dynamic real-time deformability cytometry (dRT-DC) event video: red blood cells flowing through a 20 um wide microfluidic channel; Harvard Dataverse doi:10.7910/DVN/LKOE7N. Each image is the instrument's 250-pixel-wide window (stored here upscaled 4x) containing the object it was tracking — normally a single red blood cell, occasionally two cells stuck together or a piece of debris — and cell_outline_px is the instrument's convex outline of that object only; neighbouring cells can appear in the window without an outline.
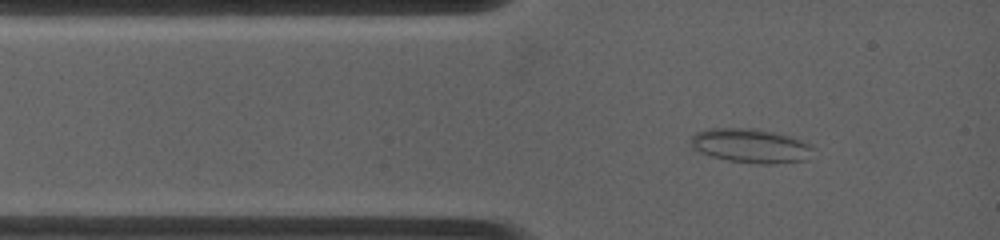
{"species": "common noctule bat (a hibernating species)", "species_latin": "Nyctalus noctula", "temperature_condition": "warm", "stored_images_in_passage": 9, "camera_frame_rate_fps": 4500, "um_per_image_px": 0.085, "animal": {"sex": "female", "body_mass_g": 19.0, "forearm_length_mm": 53.3}, "frame": {"image": 1, "passage_image": 3, "time_ms": 1.111, "image_size_px": [1000, 240], "cell_outline_px": [[816, 148], [808, 160], [776, 164], [756, 164], [728, 160], [712, 156], [700, 152], [692, 148], [692, 136], [696, 132], [708, 128], [760, 128], [788, 136], [800, 140]], "centroid_in_image_um": [63.85, 12.39], "position_along_channel_um": 21.2, "area_um2": 24.57}}
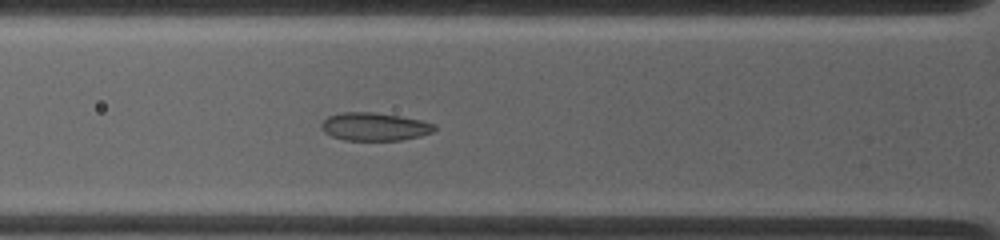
{"frame": {"image": 2, "passage_image": 7, "time_ms": 3.333, "image_size_px": [1000, 240], "cell_outline_px": [[436, 128], [432, 132], [420, 136], [400, 140], [344, 140], [332, 136], [324, 132], [320, 128], [320, 124], [328, 116], [344, 112], [372, 112], [400, 116], [420, 120], [436, 124]], "centroid_in_image_um": [31.82, 10.76], "position_along_channel_um": 94.0, "area_um2": 18.44}}
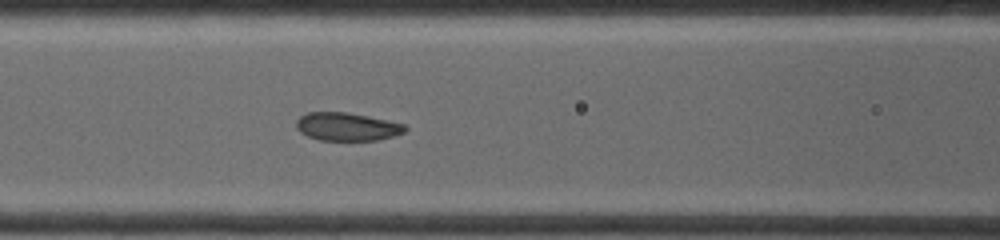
{"frame": {"image": 3, "passage_image": 9, "time_ms": 4.444, "image_size_px": [1000, 240], "cell_outline_px": [[408, 128], [404, 132], [392, 136], [376, 140], [320, 140], [308, 136], [300, 132], [296, 128], [296, 120], [300, 116], [308, 112], [348, 112], [388, 120], [404, 124]], "centroid_in_image_um": [29.48, 10.76], "position_along_channel_um": 137.1, "area_um2": 17.8}}